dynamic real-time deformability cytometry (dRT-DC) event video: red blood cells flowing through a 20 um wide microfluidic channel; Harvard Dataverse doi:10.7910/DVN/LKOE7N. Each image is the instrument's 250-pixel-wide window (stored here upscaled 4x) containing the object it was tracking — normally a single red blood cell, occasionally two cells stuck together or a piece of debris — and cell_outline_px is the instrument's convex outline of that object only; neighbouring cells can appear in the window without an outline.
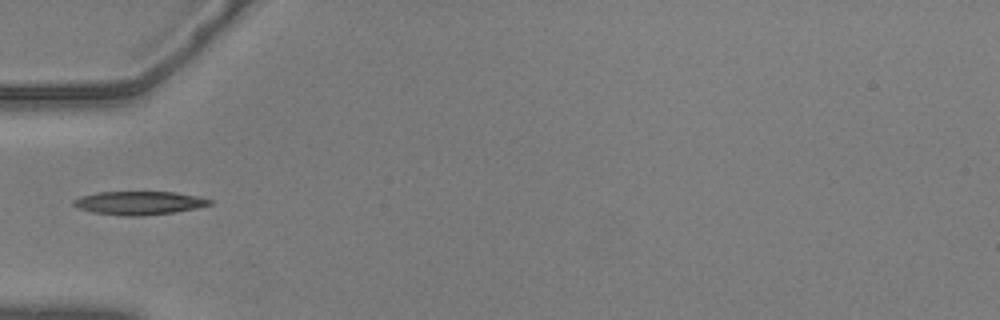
{"species": "common noctule bat (a hibernating species)", "species_latin": "Nyctalus noctula", "temperature_condition": "warm", "stored_images_in_passage": 38, "camera_frame_rate_fps": 3000, "um_per_image_px": 0.085, "animal": {"sex": "male", "body_mass_g": 20.5, "forearm_length_mm": 52.5}, "frame": {"image": 1, "passage_image": 1, "time_ms": 0.0, "image_size_px": [1000, 320], "cell_outline_px": [[212, 204], [172, 212], [136, 216], [124, 216], [92, 212], [80, 208], [72, 204], [72, 200], [80, 196], [96, 192], [176, 192], [196, 196], [212, 200]], "centroid_in_image_um": [11.76, 17.24], "position_along_channel_um": 73.2, "area_um2": 18.32}}
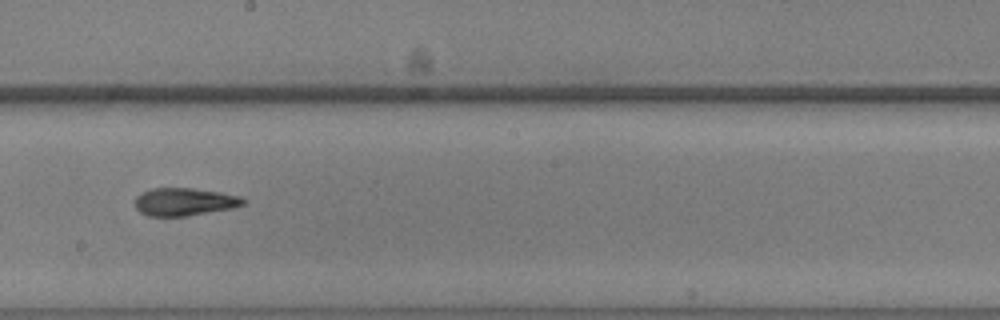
{"frame": {"image": 2, "passage_image": 14, "time_ms": 4.333, "image_size_px": [1000, 320], "cell_outline_px": [[248, 200], [244, 204], [232, 208], [188, 216], [148, 216], [140, 212], [136, 208], [136, 196], [144, 192], [156, 188], [192, 188], [220, 192], [240, 196]], "centroid_in_image_um": [15.71, 17.16], "position_along_channel_um": 232.5, "area_um2": 17.46}}
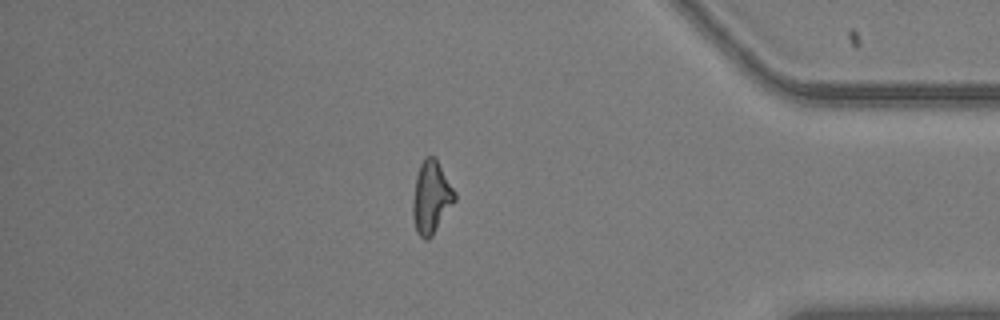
{"frame": {"image": 3, "passage_image": 30, "time_ms": 9.667, "image_size_px": [1000, 320], "cell_outline_px": [[456, 200], [432, 236], [428, 240], [424, 240], [416, 232], [412, 212], [412, 200], [416, 176], [420, 164], [424, 156], [436, 156], [456, 192]], "centroid_in_image_um": [36.66, 16.75], "position_along_channel_um": 398.5, "area_um2": 18.03}, "authors_computed_cell_mechanics": {"area_um2": 17.629, "velocity_mm_per_s": 3.6487, "shape_relaxation_time_tau1_ms": 5.0477, "shape_relaxation_time_tau2_ms": 2.8291, "deformation_change_tau1": 0.1685, "deformation_change_tau2": 0.0998}}